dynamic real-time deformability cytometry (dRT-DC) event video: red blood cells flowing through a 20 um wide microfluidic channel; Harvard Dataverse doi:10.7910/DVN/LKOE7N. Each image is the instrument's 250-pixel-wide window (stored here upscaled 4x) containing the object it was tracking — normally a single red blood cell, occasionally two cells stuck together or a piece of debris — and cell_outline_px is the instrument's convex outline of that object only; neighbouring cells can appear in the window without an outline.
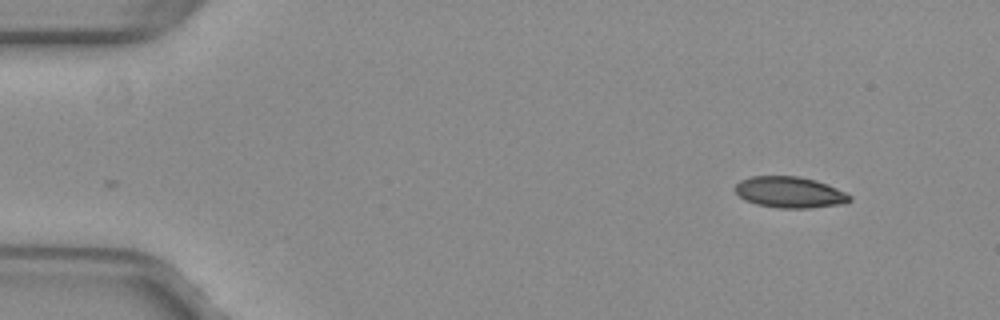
{"species": "common noctule bat (a hibernating species)", "species_latin": "Nyctalus noctula", "temperature_condition": "warm", "stored_images_in_passage": 48, "camera_frame_rate_fps": 3000, "um_per_image_px": 0.085, "animal": {"sex": "female", "body_mass_g": 29.2, "forearm_length_mm": 56.3}, "frame": {"image": 1, "passage_image": 1, "time_ms": 0.0, "image_size_px": [1000, 320], "cell_outline_px": [[852, 200], [844, 204], [808, 208], [780, 208], [756, 204], [740, 196], [736, 192], [736, 184], [740, 180], [752, 176], [800, 176], [816, 180], [836, 188], [852, 196]], "centroid_in_image_um": [67.16, 16.34], "position_along_channel_um": 17.8, "area_um2": 20.69}}
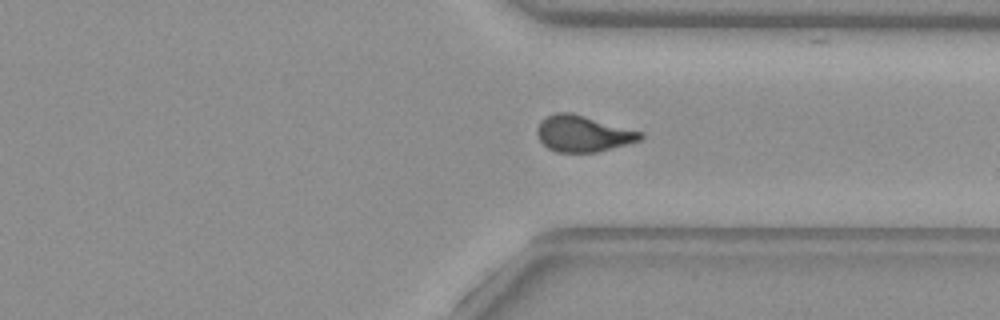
{"frame": {"image": 2, "passage_image": 35, "time_ms": 11.333, "image_size_px": [1000, 320], "cell_outline_px": [[644, 136], [640, 140], [628, 144], [596, 152], [556, 152], [548, 148], [540, 140], [536, 132], [536, 128], [540, 120], [556, 112], [572, 112], [644, 132]], "centroid_in_image_um": [49.56, 11.35], "position_along_channel_um": 361.8, "area_um2": 21.96}}
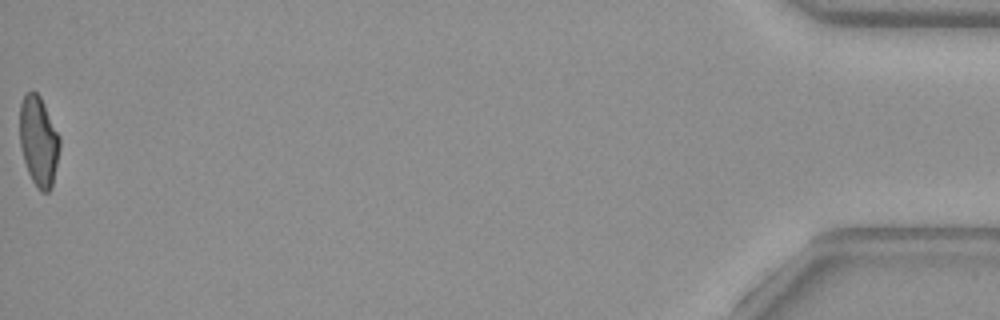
{"frame": {"image": 3, "passage_image": 48, "time_ms": 15.667, "image_size_px": [1000, 320], "cell_outline_px": [[60, 148], [52, 188], [48, 192], [40, 192], [36, 188], [28, 172], [24, 160], [20, 144], [20, 104], [24, 96], [32, 88], [40, 96], [60, 136]], "centroid_in_image_um": [3.29, 12.01], "position_along_channel_um": 431.9, "area_um2": 21.1}, "authors_computed_cell_mechanics": {"area_um2": 21.9929, "velocity_mm_per_s": 3.993, "shape_relaxation_time_tau1_ms": 10.8248, "shape_relaxation_time_tau2_ms": 1.0071, "deformation_change_tau1": 0.2646, "deformation_change_tau2": 0.0613}}